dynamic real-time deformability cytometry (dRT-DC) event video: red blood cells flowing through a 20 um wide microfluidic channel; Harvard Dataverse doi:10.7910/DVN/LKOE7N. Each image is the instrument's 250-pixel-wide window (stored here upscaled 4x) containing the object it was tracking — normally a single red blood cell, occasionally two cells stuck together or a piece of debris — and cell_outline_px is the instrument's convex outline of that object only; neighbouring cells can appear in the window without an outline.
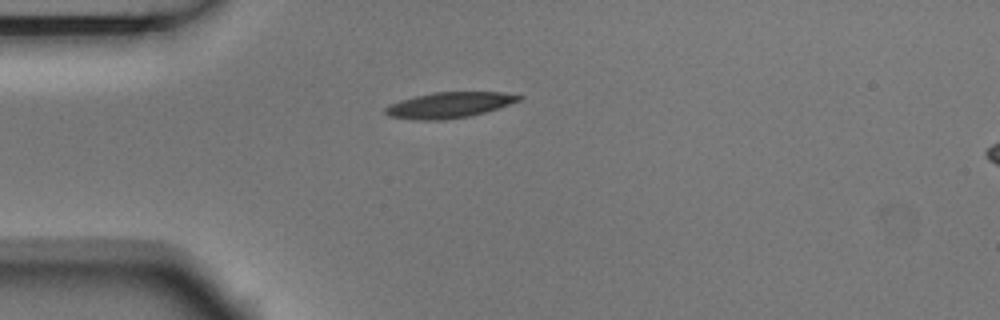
{"species": "Egyptian fruit bat (a non-hibernating species)", "species_latin": "Rousettus aegyptiacus", "temperature_condition": "room temperature", "stored_images_in_passage": 1, "camera_frame_rate_fps": 3000, "um_per_image_px": 0.085, "animal": {"sex": "male"}, "frame": {"image": 1, "passage_image": 1, "time_ms": 0.0, "image_size_px": [1000, 320], "cell_outline_px": [[524, 96], [520, 100], [484, 112], [468, 116], [440, 120], [420, 120], [388, 116], [384, 112], [384, 108], [400, 100], [416, 96], [436, 92], [504, 92]], "centroid_in_image_um": [38.17, 8.92], "position_along_channel_um": 46.8, "area_um2": 19.65}}